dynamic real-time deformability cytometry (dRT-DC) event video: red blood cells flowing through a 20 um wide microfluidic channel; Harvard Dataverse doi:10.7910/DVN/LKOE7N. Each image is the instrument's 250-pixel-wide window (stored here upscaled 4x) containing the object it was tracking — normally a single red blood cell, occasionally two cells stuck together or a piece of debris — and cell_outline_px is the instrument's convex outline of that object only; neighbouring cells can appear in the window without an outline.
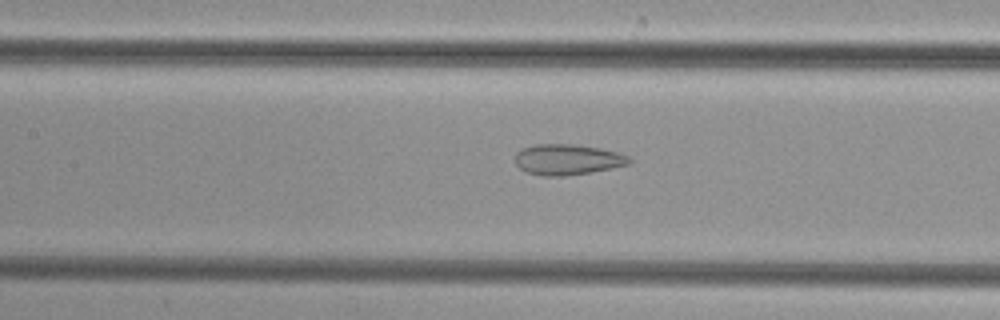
{"species": "common noctule bat (a hibernating species)", "species_latin": "Nyctalus noctula", "temperature_condition": "cold", "stored_images_in_passage": 49, "camera_frame_rate_fps": 3000, "um_per_image_px": 0.085, "animal": {"sex": "female", "body_mass_g": 29.2, "forearm_length_mm": 56.3}, "frame": {"image": 1, "passage_image": 22, "time_ms": 7.0, "image_size_px": [1000, 320], "cell_outline_px": [[632, 164], [612, 168], [564, 176], [540, 176], [524, 172], [516, 164], [516, 152], [520, 148], [536, 144], [572, 144], [600, 148], [616, 152], [628, 156], [632, 160]], "centroid_in_image_um": [48.21, 13.56], "position_along_channel_um": 159.2, "area_um2": 20.52}}
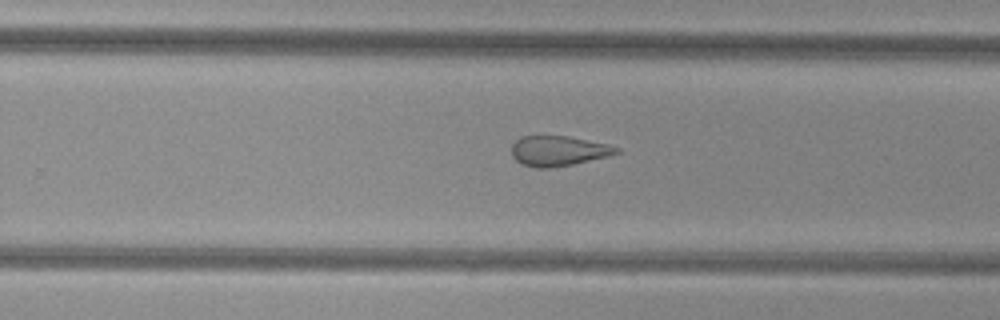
{"frame": {"image": 2, "passage_image": 31, "time_ms": 10.0, "image_size_px": [1000, 320], "cell_outline_px": [[620, 152], [608, 156], [572, 164], [552, 168], [536, 168], [520, 164], [512, 156], [512, 144], [520, 136], [568, 136], [608, 144], [620, 148]], "centroid_in_image_um": [47.44, 12.83], "position_along_channel_um": 282.4, "area_um2": 18.44}}
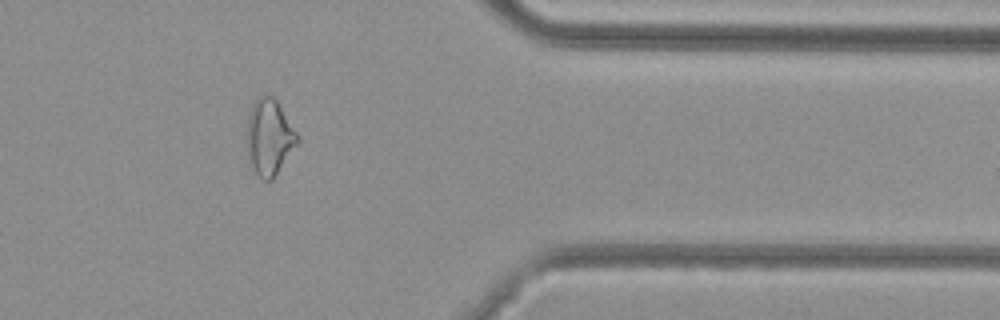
{"frame": {"image": 3, "passage_image": 40, "time_ms": 13.0, "image_size_px": [1000, 320], "cell_outline_px": [[300, 140], [272, 180], [264, 180], [248, 164], [248, 116], [252, 104], [264, 92], [268, 92], [276, 100], [300, 136]], "centroid_in_image_um": [22.9, 11.63], "position_along_channel_um": 388.5, "area_um2": 22.31}}